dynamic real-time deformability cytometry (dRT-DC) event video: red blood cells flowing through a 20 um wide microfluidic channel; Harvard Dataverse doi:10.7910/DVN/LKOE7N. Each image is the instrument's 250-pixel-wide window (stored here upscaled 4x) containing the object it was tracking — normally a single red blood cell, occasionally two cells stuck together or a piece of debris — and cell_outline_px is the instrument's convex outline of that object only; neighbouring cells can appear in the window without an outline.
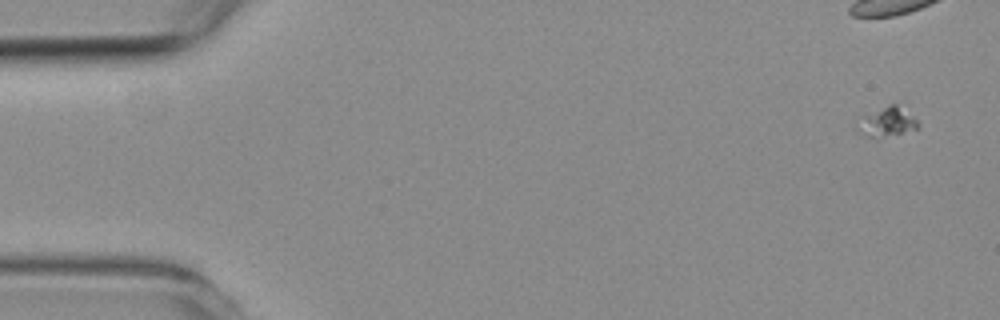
{"species": "common noctule bat (a hibernating species)", "species_latin": "Nyctalus noctula", "temperature_condition": "room temperature", "stored_images_in_passage": 4, "camera_frame_rate_fps": 3000, "um_per_image_px": 0.085, "animal": {"sex": "female", "body_mass_g": 19.3, "forearm_length_mm": 54.1}, "frame": {"image": 1, "passage_image": 1, "time_ms": 0.0, "image_size_px": [1000, 320], "cell_outline_px": [[920, 128], [880, 140], [876, 140], [856, 132], [856, 128], [864, 116], [888, 104], [896, 104], [912, 116], [920, 124]], "centroid_in_image_um": [75.4, 10.44], "position_along_channel_um": 9.6, "area_um2": 10.64}}